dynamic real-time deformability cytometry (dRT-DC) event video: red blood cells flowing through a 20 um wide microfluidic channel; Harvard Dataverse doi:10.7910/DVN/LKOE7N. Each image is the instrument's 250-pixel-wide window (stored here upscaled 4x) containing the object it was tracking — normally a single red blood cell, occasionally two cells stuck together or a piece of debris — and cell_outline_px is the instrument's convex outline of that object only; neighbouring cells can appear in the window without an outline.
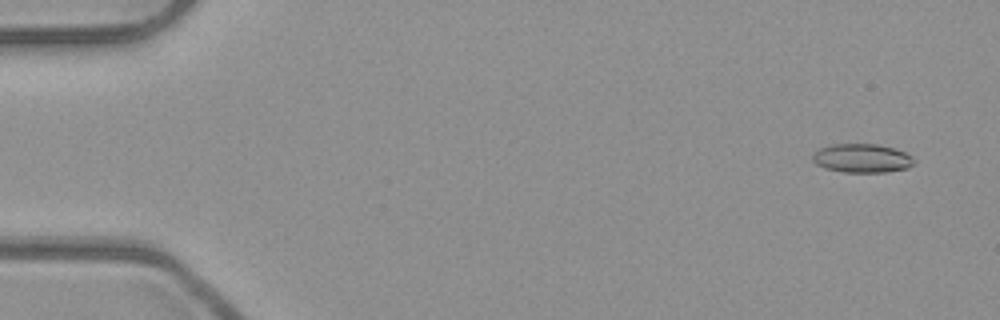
{"species": "common noctule bat (a hibernating species)", "species_latin": "Nyctalus noctula", "temperature_condition": "room temperature", "stored_images_in_passage": 4, "camera_frame_rate_fps": 3000, "um_per_image_px": 0.085, "animal": {"sex": "male", "body_mass_g": 23.1, "forearm_length_mm": 52.7}, "frame": {"image": 1, "passage_image": 1, "time_ms": 0.0, "image_size_px": [1000, 320], "cell_outline_px": [[916, 164], [908, 168], [888, 172], [844, 172], [824, 168], [816, 164], [812, 160], [812, 156], [820, 148], [832, 144], [880, 144], [904, 152], [912, 156], [916, 160]], "centroid_in_image_um": [73.31, 13.45], "position_along_channel_um": 11.7, "area_um2": 17.17}}
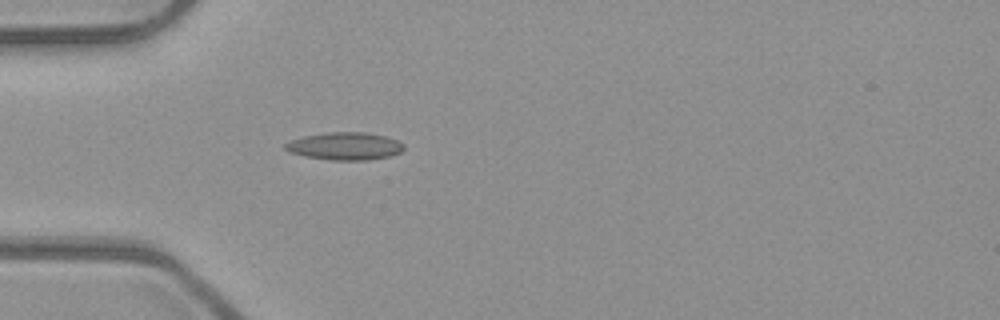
{"frame": {"image": 2, "passage_image": 4, "time_ms": 1.0, "image_size_px": [1000, 320], "cell_outline_px": [[404, 148], [400, 152], [388, 156], [368, 160], [332, 160], [304, 156], [288, 152], [284, 148], [284, 144], [288, 140], [304, 136], [328, 132], [364, 132], [384, 136], [396, 140], [404, 144]], "centroid_in_image_um": [29.26, 12.42], "position_along_channel_um": 55.7, "area_um2": 19.07}}